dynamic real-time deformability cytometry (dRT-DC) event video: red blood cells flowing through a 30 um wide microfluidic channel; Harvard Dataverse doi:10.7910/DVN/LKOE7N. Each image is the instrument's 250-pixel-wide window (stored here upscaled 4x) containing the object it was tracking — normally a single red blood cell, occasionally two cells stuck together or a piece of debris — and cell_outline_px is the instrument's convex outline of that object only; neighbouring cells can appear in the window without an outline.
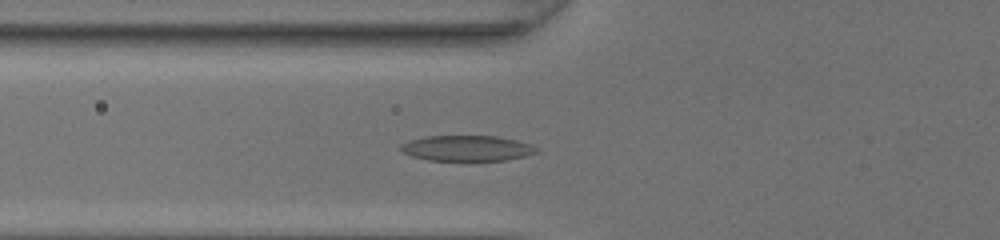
{"species": "common noctule bat (a hibernating species)", "species_latin": "Nyctalus noctula", "temperature_condition": "room temperature", "stored_images_in_passage": 39, "camera_frame_rate_fps": 3000, "um_per_image_px": 0.085, "animal": {"sex": "female", "body_mass_g": 20.0, "forearm_length_mm": 54.0}, "frame": {"image": 1, "passage_image": 9, "time_ms": 2.667, "image_size_px": [1000, 240], "cell_outline_px": [[536, 152], [524, 156], [504, 160], [468, 164], [428, 160], [412, 156], [404, 152], [400, 148], [400, 144], [408, 140], [424, 136], [496, 136], [516, 140], [532, 144], [536, 148]], "centroid_in_image_um": [39.65, 12.65], "position_along_channel_um": 86.1, "area_um2": 21.15}}
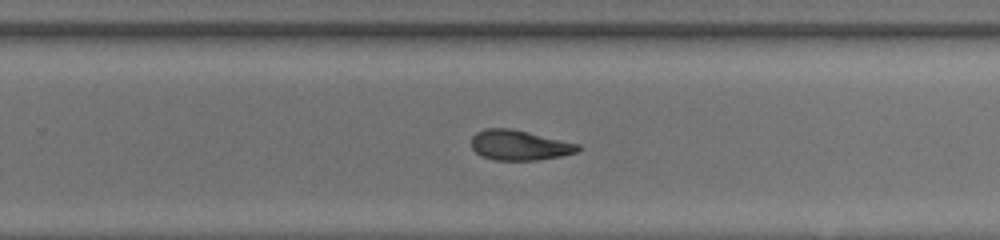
{"frame": {"image": 2, "passage_image": 23, "time_ms": 7.333, "image_size_px": [1000, 240], "cell_outline_px": [[580, 148], [576, 152], [560, 156], [536, 160], [496, 160], [480, 156], [472, 148], [472, 136], [476, 132], [484, 128], [512, 128], [580, 144]], "centroid_in_image_um": [44.12, 12.33], "position_along_channel_um": 285.7, "area_um2": 18.73}}
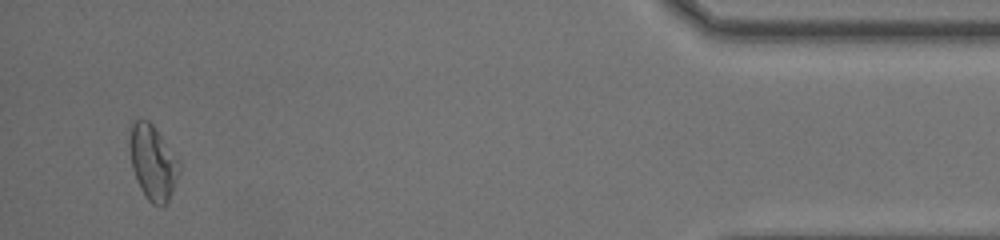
{"frame": {"image": 3, "passage_image": 37, "time_ms": 12.0, "image_size_px": [1000, 240], "cell_outline_px": [[180, 168], [172, 192], [168, 200], [160, 208], [152, 204], [144, 196], [140, 188], [132, 168], [128, 148], [128, 140], [132, 124], [136, 120], [148, 120], [152, 124], [176, 160]], "centroid_in_image_um": [12.93, 13.84], "position_along_channel_um": 422.3, "area_um2": 21.1}, "authors_computed_cell_mechanics": {"area_um2": 19.652, "velocity_mm_per_s": 4.2625, "shape_relaxation_time_tau1_ms": 10.6981, "shape_relaxation_time_tau2_ms": 2.0088, "deformation_change_tau1": 0.274, "deformation_change_tau2": 0.0915}}